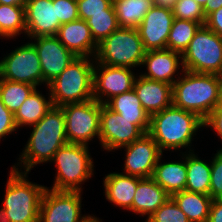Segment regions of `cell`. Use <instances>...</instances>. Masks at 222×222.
<instances>
[{
    "instance_id": "41",
    "label": "cell",
    "mask_w": 222,
    "mask_h": 222,
    "mask_svg": "<svg viewBox=\"0 0 222 222\" xmlns=\"http://www.w3.org/2000/svg\"><path fill=\"white\" fill-rule=\"evenodd\" d=\"M207 222H222V199L212 200Z\"/></svg>"
},
{
    "instance_id": "16",
    "label": "cell",
    "mask_w": 222,
    "mask_h": 222,
    "mask_svg": "<svg viewBox=\"0 0 222 222\" xmlns=\"http://www.w3.org/2000/svg\"><path fill=\"white\" fill-rule=\"evenodd\" d=\"M174 20L171 8L154 5L136 28L144 49H167V40Z\"/></svg>"
},
{
    "instance_id": "4",
    "label": "cell",
    "mask_w": 222,
    "mask_h": 222,
    "mask_svg": "<svg viewBox=\"0 0 222 222\" xmlns=\"http://www.w3.org/2000/svg\"><path fill=\"white\" fill-rule=\"evenodd\" d=\"M95 59L76 57L46 86L53 106L81 103L93 98V72Z\"/></svg>"
},
{
    "instance_id": "37",
    "label": "cell",
    "mask_w": 222,
    "mask_h": 222,
    "mask_svg": "<svg viewBox=\"0 0 222 222\" xmlns=\"http://www.w3.org/2000/svg\"><path fill=\"white\" fill-rule=\"evenodd\" d=\"M53 4H56L57 17L61 25L79 19L76 0H53Z\"/></svg>"
},
{
    "instance_id": "40",
    "label": "cell",
    "mask_w": 222,
    "mask_h": 222,
    "mask_svg": "<svg viewBox=\"0 0 222 222\" xmlns=\"http://www.w3.org/2000/svg\"><path fill=\"white\" fill-rule=\"evenodd\" d=\"M205 25L222 37V7L213 11L206 17Z\"/></svg>"
},
{
    "instance_id": "26",
    "label": "cell",
    "mask_w": 222,
    "mask_h": 222,
    "mask_svg": "<svg viewBox=\"0 0 222 222\" xmlns=\"http://www.w3.org/2000/svg\"><path fill=\"white\" fill-rule=\"evenodd\" d=\"M190 222H207L212 198L210 195L183 190L171 196Z\"/></svg>"
},
{
    "instance_id": "46",
    "label": "cell",
    "mask_w": 222,
    "mask_h": 222,
    "mask_svg": "<svg viewBox=\"0 0 222 222\" xmlns=\"http://www.w3.org/2000/svg\"><path fill=\"white\" fill-rule=\"evenodd\" d=\"M0 222H10L9 217L3 208L0 209Z\"/></svg>"
},
{
    "instance_id": "15",
    "label": "cell",
    "mask_w": 222,
    "mask_h": 222,
    "mask_svg": "<svg viewBox=\"0 0 222 222\" xmlns=\"http://www.w3.org/2000/svg\"><path fill=\"white\" fill-rule=\"evenodd\" d=\"M29 39L34 40L31 43L40 60L43 84L47 86L77 57L56 36H39Z\"/></svg>"
},
{
    "instance_id": "30",
    "label": "cell",
    "mask_w": 222,
    "mask_h": 222,
    "mask_svg": "<svg viewBox=\"0 0 222 222\" xmlns=\"http://www.w3.org/2000/svg\"><path fill=\"white\" fill-rule=\"evenodd\" d=\"M200 26L198 22L174 18L167 40V49L182 55Z\"/></svg>"
},
{
    "instance_id": "24",
    "label": "cell",
    "mask_w": 222,
    "mask_h": 222,
    "mask_svg": "<svg viewBox=\"0 0 222 222\" xmlns=\"http://www.w3.org/2000/svg\"><path fill=\"white\" fill-rule=\"evenodd\" d=\"M159 157L155 166L152 178L158 183L170 196L177 192L185 190L187 182V169L185 154L182 152V161L160 162Z\"/></svg>"
},
{
    "instance_id": "20",
    "label": "cell",
    "mask_w": 222,
    "mask_h": 222,
    "mask_svg": "<svg viewBox=\"0 0 222 222\" xmlns=\"http://www.w3.org/2000/svg\"><path fill=\"white\" fill-rule=\"evenodd\" d=\"M133 89L150 116L172 105L171 84L137 75Z\"/></svg>"
},
{
    "instance_id": "23",
    "label": "cell",
    "mask_w": 222,
    "mask_h": 222,
    "mask_svg": "<svg viewBox=\"0 0 222 222\" xmlns=\"http://www.w3.org/2000/svg\"><path fill=\"white\" fill-rule=\"evenodd\" d=\"M105 105L121 117L130 120V123L135 124L144 134L148 133L150 115L141 106L134 89L111 98Z\"/></svg>"
},
{
    "instance_id": "11",
    "label": "cell",
    "mask_w": 222,
    "mask_h": 222,
    "mask_svg": "<svg viewBox=\"0 0 222 222\" xmlns=\"http://www.w3.org/2000/svg\"><path fill=\"white\" fill-rule=\"evenodd\" d=\"M2 79L33 85L43 84L37 51L31 42L15 48L0 60Z\"/></svg>"
},
{
    "instance_id": "35",
    "label": "cell",
    "mask_w": 222,
    "mask_h": 222,
    "mask_svg": "<svg viewBox=\"0 0 222 222\" xmlns=\"http://www.w3.org/2000/svg\"><path fill=\"white\" fill-rule=\"evenodd\" d=\"M210 197L222 199V148L214 154L211 161Z\"/></svg>"
},
{
    "instance_id": "21",
    "label": "cell",
    "mask_w": 222,
    "mask_h": 222,
    "mask_svg": "<svg viewBox=\"0 0 222 222\" xmlns=\"http://www.w3.org/2000/svg\"><path fill=\"white\" fill-rule=\"evenodd\" d=\"M141 179L118 172L107 174L103 179L106 200L116 206L132 211L134 193Z\"/></svg>"
},
{
    "instance_id": "19",
    "label": "cell",
    "mask_w": 222,
    "mask_h": 222,
    "mask_svg": "<svg viewBox=\"0 0 222 222\" xmlns=\"http://www.w3.org/2000/svg\"><path fill=\"white\" fill-rule=\"evenodd\" d=\"M56 37L75 56L95 58L98 45L85 20L78 19L62 24Z\"/></svg>"
},
{
    "instance_id": "22",
    "label": "cell",
    "mask_w": 222,
    "mask_h": 222,
    "mask_svg": "<svg viewBox=\"0 0 222 222\" xmlns=\"http://www.w3.org/2000/svg\"><path fill=\"white\" fill-rule=\"evenodd\" d=\"M170 197L152 177L142 178L134 193L132 212L149 217Z\"/></svg>"
},
{
    "instance_id": "33",
    "label": "cell",
    "mask_w": 222,
    "mask_h": 222,
    "mask_svg": "<svg viewBox=\"0 0 222 222\" xmlns=\"http://www.w3.org/2000/svg\"><path fill=\"white\" fill-rule=\"evenodd\" d=\"M174 18L190 20L205 25L203 7L195 0H177L172 8Z\"/></svg>"
},
{
    "instance_id": "14",
    "label": "cell",
    "mask_w": 222,
    "mask_h": 222,
    "mask_svg": "<svg viewBox=\"0 0 222 222\" xmlns=\"http://www.w3.org/2000/svg\"><path fill=\"white\" fill-rule=\"evenodd\" d=\"M122 148L126 151L123 174L139 178L153 176L155 166L163 152L148 133L119 149Z\"/></svg>"
},
{
    "instance_id": "8",
    "label": "cell",
    "mask_w": 222,
    "mask_h": 222,
    "mask_svg": "<svg viewBox=\"0 0 222 222\" xmlns=\"http://www.w3.org/2000/svg\"><path fill=\"white\" fill-rule=\"evenodd\" d=\"M181 56L183 70L219 75L222 73V37L201 25Z\"/></svg>"
},
{
    "instance_id": "34",
    "label": "cell",
    "mask_w": 222,
    "mask_h": 222,
    "mask_svg": "<svg viewBox=\"0 0 222 222\" xmlns=\"http://www.w3.org/2000/svg\"><path fill=\"white\" fill-rule=\"evenodd\" d=\"M145 222H190L186 214L170 197Z\"/></svg>"
},
{
    "instance_id": "31",
    "label": "cell",
    "mask_w": 222,
    "mask_h": 222,
    "mask_svg": "<svg viewBox=\"0 0 222 222\" xmlns=\"http://www.w3.org/2000/svg\"><path fill=\"white\" fill-rule=\"evenodd\" d=\"M36 88L30 84L1 79L0 98L5 107L14 114Z\"/></svg>"
},
{
    "instance_id": "47",
    "label": "cell",
    "mask_w": 222,
    "mask_h": 222,
    "mask_svg": "<svg viewBox=\"0 0 222 222\" xmlns=\"http://www.w3.org/2000/svg\"><path fill=\"white\" fill-rule=\"evenodd\" d=\"M197 3H199L203 8L207 3V0H195Z\"/></svg>"
},
{
    "instance_id": "45",
    "label": "cell",
    "mask_w": 222,
    "mask_h": 222,
    "mask_svg": "<svg viewBox=\"0 0 222 222\" xmlns=\"http://www.w3.org/2000/svg\"><path fill=\"white\" fill-rule=\"evenodd\" d=\"M217 107H222V73L218 75V102Z\"/></svg>"
},
{
    "instance_id": "13",
    "label": "cell",
    "mask_w": 222,
    "mask_h": 222,
    "mask_svg": "<svg viewBox=\"0 0 222 222\" xmlns=\"http://www.w3.org/2000/svg\"><path fill=\"white\" fill-rule=\"evenodd\" d=\"M143 134L135 124L130 123V120L101 104L99 144L104 150H118L139 139Z\"/></svg>"
},
{
    "instance_id": "17",
    "label": "cell",
    "mask_w": 222,
    "mask_h": 222,
    "mask_svg": "<svg viewBox=\"0 0 222 222\" xmlns=\"http://www.w3.org/2000/svg\"><path fill=\"white\" fill-rule=\"evenodd\" d=\"M25 26L29 38L56 36L61 24L53 0H27Z\"/></svg>"
},
{
    "instance_id": "48",
    "label": "cell",
    "mask_w": 222,
    "mask_h": 222,
    "mask_svg": "<svg viewBox=\"0 0 222 222\" xmlns=\"http://www.w3.org/2000/svg\"><path fill=\"white\" fill-rule=\"evenodd\" d=\"M92 222H102V220H99V218L95 217V219Z\"/></svg>"
},
{
    "instance_id": "27",
    "label": "cell",
    "mask_w": 222,
    "mask_h": 222,
    "mask_svg": "<svg viewBox=\"0 0 222 222\" xmlns=\"http://www.w3.org/2000/svg\"><path fill=\"white\" fill-rule=\"evenodd\" d=\"M187 169L185 190L209 195L211 179L210 164L202 161L194 152H184Z\"/></svg>"
},
{
    "instance_id": "18",
    "label": "cell",
    "mask_w": 222,
    "mask_h": 222,
    "mask_svg": "<svg viewBox=\"0 0 222 222\" xmlns=\"http://www.w3.org/2000/svg\"><path fill=\"white\" fill-rule=\"evenodd\" d=\"M180 59H182L181 54L170 49L146 51L142 65L146 67L147 72L141 74V76L173 85L179 78V75L177 78V75H175L179 73L177 69L182 68L181 70H183L182 60Z\"/></svg>"
},
{
    "instance_id": "3",
    "label": "cell",
    "mask_w": 222,
    "mask_h": 222,
    "mask_svg": "<svg viewBox=\"0 0 222 222\" xmlns=\"http://www.w3.org/2000/svg\"><path fill=\"white\" fill-rule=\"evenodd\" d=\"M180 74L172 85V105L205 120L217 107L218 75L188 70H182Z\"/></svg>"
},
{
    "instance_id": "1",
    "label": "cell",
    "mask_w": 222,
    "mask_h": 222,
    "mask_svg": "<svg viewBox=\"0 0 222 222\" xmlns=\"http://www.w3.org/2000/svg\"><path fill=\"white\" fill-rule=\"evenodd\" d=\"M28 138L17 163L30 172L37 164L51 162L58 149L68 143L65 130V115L61 107L53 106L46 115L32 125Z\"/></svg>"
},
{
    "instance_id": "7",
    "label": "cell",
    "mask_w": 222,
    "mask_h": 222,
    "mask_svg": "<svg viewBox=\"0 0 222 222\" xmlns=\"http://www.w3.org/2000/svg\"><path fill=\"white\" fill-rule=\"evenodd\" d=\"M146 50L137 29L118 28L98 44L95 63L120 67H139Z\"/></svg>"
},
{
    "instance_id": "5",
    "label": "cell",
    "mask_w": 222,
    "mask_h": 222,
    "mask_svg": "<svg viewBox=\"0 0 222 222\" xmlns=\"http://www.w3.org/2000/svg\"><path fill=\"white\" fill-rule=\"evenodd\" d=\"M15 164L9 172L3 209L10 222H39V210L46 186L27 180L29 173Z\"/></svg>"
},
{
    "instance_id": "10",
    "label": "cell",
    "mask_w": 222,
    "mask_h": 222,
    "mask_svg": "<svg viewBox=\"0 0 222 222\" xmlns=\"http://www.w3.org/2000/svg\"><path fill=\"white\" fill-rule=\"evenodd\" d=\"M47 187L42 196L39 222H92L95 216H81V191H55Z\"/></svg>"
},
{
    "instance_id": "6",
    "label": "cell",
    "mask_w": 222,
    "mask_h": 222,
    "mask_svg": "<svg viewBox=\"0 0 222 222\" xmlns=\"http://www.w3.org/2000/svg\"><path fill=\"white\" fill-rule=\"evenodd\" d=\"M88 147L67 143L58 149L51 161L57 168L52 190L82 192L81 184L94 175V162Z\"/></svg>"
},
{
    "instance_id": "43",
    "label": "cell",
    "mask_w": 222,
    "mask_h": 222,
    "mask_svg": "<svg viewBox=\"0 0 222 222\" xmlns=\"http://www.w3.org/2000/svg\"><path fill=\"white\" fill-rule=\"evenodd\" d=\"M176 1L177 0H153L154 5L171 9L174 7Z\"/></svg>"
},
{
    "instance_id": "32",
    "label": "cell",
    "mask_w": 222,
    "mask_h": 222,
    "mask_svg": "<svg viewBox=\"0 0 222 222\" xmlns=\"http://www.w3.org/2000/svg\"><path fill=\"white\" fill-rule=\"evenodd\" d=\"M86 22L97 45L119 28L113 3L105 9V13L94 14Z\"/></svg>"
},
{
    "instance_id": "28",
    "label": "cell",
    "mask_w": 222,
    "mask_h": 222,
    "mask_svg": "<svg viewBox=\"0 0 222 222\" xmlns=\"http://www.w3.org/2000/svg\"><path fill=\"white\" fill-rule=\"evenodd\" d=\"M113 6L119 27L136 29L154 6V2L153 0H113Z\"/></svg>"
},
{
    "instance_id": "29",
    "label": "cell",
    "mask_w": 222,
    "mask_h": 222,
    "mask_svg": "<svg viewBox=\"0 0 222 222\" xmlns=\"http://www.w3.org/2000/svg\"><path fill=\"white\" fill-rule=\"evenodd\" d=\"M26 33L25 7L0 4V37L14 38Z\"/></svg>"
},
{
    "instance_id": "44",
    "label": "cell",
    "mask_w": 222,
    "mask_h": 222,
    "mask_svg": "<svg viewBox=\"0 0 222 222\" xmlns=\"http://www.w3.org/2000/svg\"><path fill=\"white\" fill-rule=\"evenodd\" d=\"M27 0H0V4L4 5H14V6H26Z\"/></svg>"
},
{
    "instance_id": "2",
    "label": "cell",
    "mask_w": 222,
    "mask_h": 222,
    "mask_svg": "<svg viewBox=\"0 0 222 222\" xmlns=\"http://www.w3.org/2000/svg\"><path fill=\"white\" fill-rule=\"evenodd\" d=\"M201 127H204V120L196 113L171 105L150 116L148 134L162 152L186 147L188 152H193L190 149L193 137Z\"/></svg>"
},
{
    "instance_id": "12",
    "label": "cell",
    "mask_w": 222,
    "mask_h": 222,
    "mask_svg": "<svg viewBox=\"0 0 222 222\" xmlns=\"http://www.w3.org/2000/svg\"><path fill=\"white\" fill-rule=\"evenodd\" d=\"M136 77L137 74H134L129 67L95 63L93 98L101 104H106L111 98L132 90Z\"/></svg>"
},
{
    "instance_id": "49",
    "label": "cell",
    "mask_w": 222,
    "mask_h": 222,
    "mask_svg": "<svg viewBox=\"0 0 222 222\" xmlns=\"http://www.w3.org/2000/svg\"><path fill=\"white\" fill-rule=\"evenodd\" d=\"M2 79V75H1V65H0V81Z\"/></svg>"
},
{
    "instance_id": "38",
    "label": "cell",
    "mask_w": 222,
    "mask_h": 222,
    "mask_svg": "<svg viewBox=\"0 0 222 222\" xmlns=\"http://www.w3.org/2000/svg\"><path fill=\"white\" fill-rule=\"evenodd\" d=\"M17 129L14 114L8 110L0 98V140Z\"/></svg>"
},
{
    "instance_id": "25",
    "label": "cell",
    "mask_w": 222,
    "mask_h": 222,
    "mask_svg": "<svg viewBox=\"0 0 222 222\" xmlns=\"http://www.w3.org/2000/svg\"><path fill=\"white\" fill-rule=\"evenodd\" d=\"M49 98L40 94L38 89H35L22 103L20 108L14 113V121L17 127L32 126L39 122L46 113L53 107L52 99L49 92Z\"/></svg>"
},
{
    "instance_id": "36",
    "label": "cell",
    "mask_w": 222,
    "mask_h": 222,
    "mask_svg": "<svg viewBox=\"0 0 222 222\" xmlns=\"http://www.w3.org/2000/svg\"><path fill=\"white\" fill-rule=\"evenodd\" d=\"M78 5L79 19L87 20L92 15L98 13H105L113 0H76Z\"/></svg>"
},
{
    "instance_id": "9",
    "label": "cell",
    "mask_w": 222,
    "mask_h": 222,
    "mask_svg": "<svg viewBox=\"0 0 222 222\" xmlns=\"http://www.w3.org/2000/svg\"><path fill=\"white\" fill-rule=\"evenodd\" d=\"M68 143L87 145L100 134L101 103L95 99L61 107Z\"/></svg>"
},
{
    "instance_id": "42",
    "label": "cell",
    "mask_w": 222,
    "mask_h": 222,
    "mask_svg": "<svg viewBox=\"0 0 222 222\" xmlns=\"http://www.w3.org/2000/svg\"><path fill=\"white\" fill-rule=\"evenodd\" d=\"M222 7V0H207L206 5L203 8V12L207 17L210 13L215 10H218Z\"/></svg>"
},
{
    "instance_id": "39",
    "label": "cell",
    "mask_w": 222,
    "mask_h": 222,
    "mask_svg": "<svg viewBox=\"0 0 222 222\" xmlns=\"http://www.w3.org/2000/svg\"><path fill=\"white\" fill-rule=\"evenodd\" d=\"M204 127H211L222 140V107H216L204 120Z\"/></svg>"
}]
</instances>
